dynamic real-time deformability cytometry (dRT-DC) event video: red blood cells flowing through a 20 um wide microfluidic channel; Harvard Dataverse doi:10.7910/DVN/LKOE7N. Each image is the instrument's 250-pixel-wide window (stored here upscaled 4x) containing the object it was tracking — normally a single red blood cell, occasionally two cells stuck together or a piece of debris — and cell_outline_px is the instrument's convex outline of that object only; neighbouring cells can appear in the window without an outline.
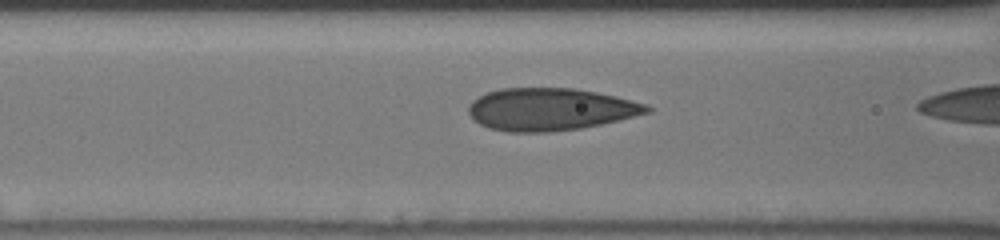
{"species": "human", "species_latin": "Homo sapiens", "temperature_condition": "cold", "stored_images_in_passage": 25, "camera_frame_rate_fps": 3000, "um_per_image_px": 0.085, "donor": {"sex": "male"}, "frame": {"image": 1, "passage_image": 20, "time_ms": 6.333, "image_size_px": [1000, 240], "cell_outline_px": [[652, 112], [620, 120], [580, 128], [548, 132], [508, 132], [488, 128], [472, 120], [468, 112], [468, 104], [472, 100], [488, 92], [500, 88], [572, 88], [596, 92], [616, 96], [648, 104], [652, 108]], "centroid_in_image_um": [46.77, 9.29], "position_along_channel_um": 119.8, "area_um2": 44.33}}
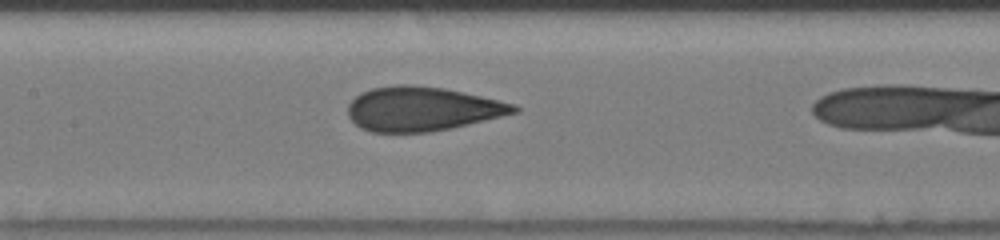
{"frame": {"image": 2, "passage_image": 24, "time_ms": 7.667, "image_size_px": [1000, 240], "cell_outline_px": [[520, 112], [448, 128], [428, 132], [372, 132], [360, 128], [348, 116], [348, 104], [360, 92], [372, 88], [396, 84], [412, 84], [444, 88], [464, 92], [516, 104], [520, 108]], "centroid_in_image_um": [35.87, 9.24], "position_along_channel_um": 171.5, "area_um2": 42.77}}